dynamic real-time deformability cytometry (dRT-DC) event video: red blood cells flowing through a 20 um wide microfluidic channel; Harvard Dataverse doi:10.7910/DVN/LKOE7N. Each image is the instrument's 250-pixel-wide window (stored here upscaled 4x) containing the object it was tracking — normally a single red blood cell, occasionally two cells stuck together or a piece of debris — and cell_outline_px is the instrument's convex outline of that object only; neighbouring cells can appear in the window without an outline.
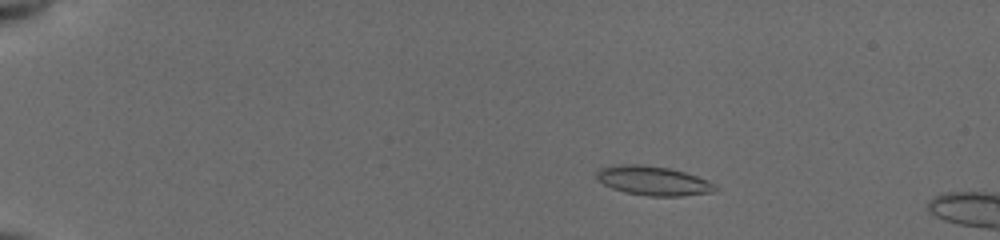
{"species": "common noctule bat (a hibernating species)", "species_latin": "Nyctalus noctula", "temperature_condition": "cold", "stored_images_in_passage": 55, "camera_frame_rate_fps": 3000, "um_per_image_px": 0.085, "animal": {"sex": "female", "body_mass_g": 19.5, "forearm_length_mm": 54.1}, "frame": {"image": 1, "passage_image": 11, "time_ms": 3.333, "image_size_px": [1000, 240], "cell_outline_px": [[716, 188], [712, 192], [680, 196], [648, 196], [624, 192], [612, 188], [596, 180], [596, 172], [600, 168], [620, 164], [636, 164], [668, 168], [684, 172], [708, 180]], "centroid_in_image_um": [55.46, 15.36], "position_along_channel_um": 29.5, "area_um2": 20.0}}
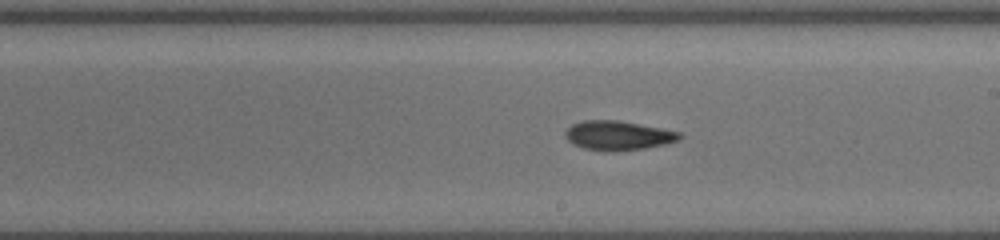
{"frame": {"image": 2, "passage_image": 34, "time_ms": 11.0, "image_size_px": [1000, 240], "cell_outline_px": [[684, 136], [680, 140], [664, 144], [644, 148], [584, 148], [572, 144], [564, 136], [564, 132], [572, 124], [584, 120], [616, 120], [660, 128], [680, 132]], "centroid_in_image_um": [52.54, 11.46], "position_along_channel_um": 236.5, "area_um2": 18.61}}
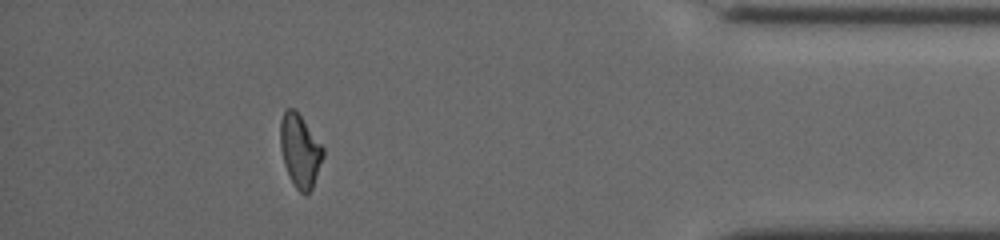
{"frame": {"image": 3, "passage_image": 50, "time_ms": 16.333, "image_size_px": [1000, 240], "cell_outline_px": [[324, 156], [312, 188], [304, 196], [296, 188], [284, 164], [280, 148], [280, 120], [284, 108], [292, 108], [300, 116], [324, 148]], "centroid_in_image_um": [25.49, 12.81], "position_along_channel_um": 409.7, "area_um2": 17.98}, "authors_computed_cell_mechanics": {"area_um2": 19.0162, "velocity_mm_per_s": 3.942, "shape_relaxation_time_tau1_ms": null, "shape_relaxation_time_tau2_ms": 1.951, "deformation_change_tau1": null, "deformation_change_tau2": 0.0762}}